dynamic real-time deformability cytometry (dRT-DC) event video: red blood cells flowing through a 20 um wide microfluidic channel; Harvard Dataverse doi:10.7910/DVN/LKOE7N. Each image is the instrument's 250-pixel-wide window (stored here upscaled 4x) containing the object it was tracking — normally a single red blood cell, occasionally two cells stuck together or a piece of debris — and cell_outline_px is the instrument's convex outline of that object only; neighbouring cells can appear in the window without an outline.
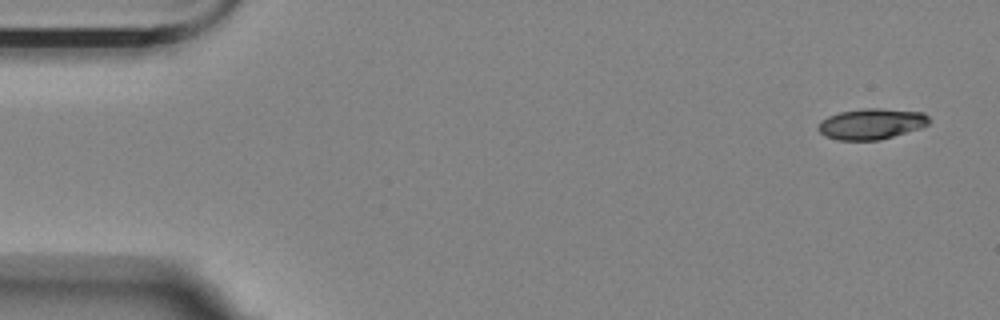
{"species": "Egyptian fruit bat (a non-hibernating species)", "species_latin": "Rousettus aegyptiacus", "temperature_condition": "room temperature", "stored_images_in_passage": 4, "camera_frame_rate_fps": 3000, "um_per_image_px": 0.085, "animal": {"sex": "female"}, "frame": {"image": 1, "passage_image": 1, "time_ms": 0.0, "image_size_px": [1000, 320], "cell_outline_px": [[932, 120], [928, 124], [920, 128], [880, 140], [836, 140], [824, 136], [816, 128], [820, 120], [828, 116], [840, 112], [864, 108], [880, 108], [924, 112]], "centroid_in_image_um": [74.05, 10.53], "position_along_channel_um": 10.9, "area_um2": 20.11}}
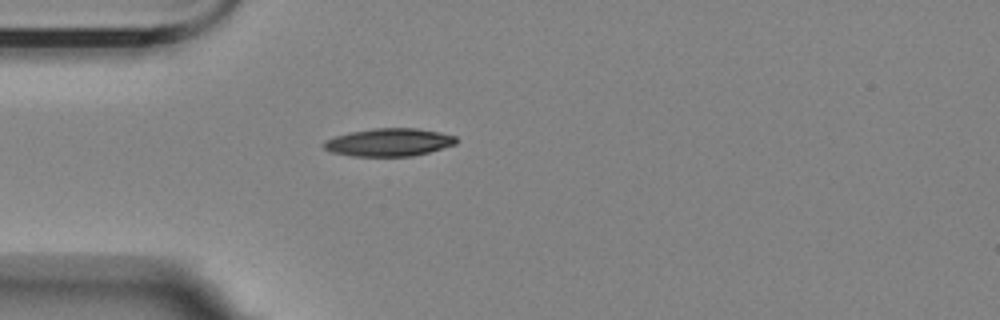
{"frame": {"image": 2, "passage_image": 4, "time_ms": 4.333, "image_size_px": [1000, 320], "cell_outline_px": [[460, 140], [456, 144], [428, 152], [412, 156], [352, 156], [332, 152], [324, 148], [324, 140], [336, 136], [352, 132], [372, 128], [416, 128], [440, 132], [456, 136]], "centroid_in_image_um": [33.1, 12.09], "position_along_channel_um": 51.9, "area_um2": 21.44}}